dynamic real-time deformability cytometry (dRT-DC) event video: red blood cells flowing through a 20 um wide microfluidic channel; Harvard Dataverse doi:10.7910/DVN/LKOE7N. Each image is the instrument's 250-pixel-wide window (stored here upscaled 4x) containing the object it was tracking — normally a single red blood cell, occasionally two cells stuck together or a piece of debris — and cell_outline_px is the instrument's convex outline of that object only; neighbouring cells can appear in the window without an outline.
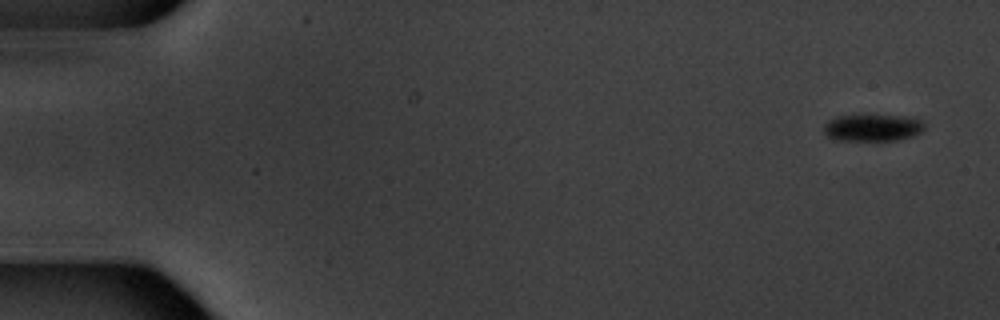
{"species": "common noctule bat (a hibernating species)", "species_latin": "Nyctalus noctula", "temperature_condition": "warm", "stored_images_in_passage": 15, "camera_frame_rate_fps": 3000, "um_per_image_px": 0.085, "animal": {"sex": "male", "body_mass_g": 20.1, "forearm_length_mm": 53.5}, "frame": {"image": 1, "passage_image": 1, "time_ms": 0.0, "image_size_px": [1000, 320], "cell_outline_px": [[924, 128], [920, 132], [912, 136], [896, 140], [836, 140], [828, 136], [824, 132], [824, 124], [828, 120], [840, 116], [900, 116], [920, 120], [924, 124]], "centroid_in_image_um": [74.14, 10.87], "position_along_channel_um": 10.9, "area_um2": 15.37}}
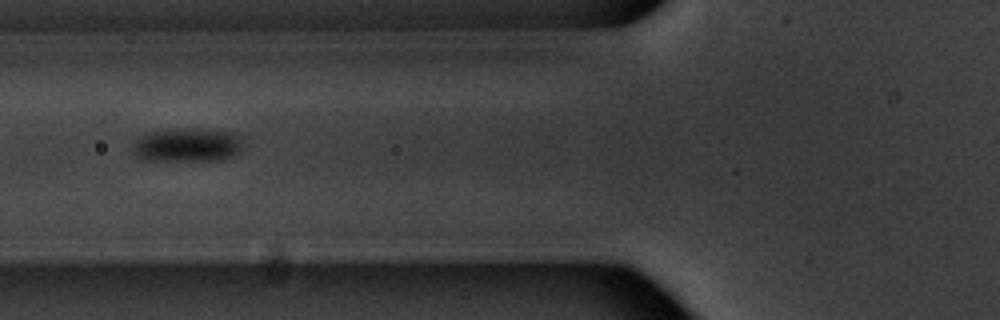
{"frame": {"image": 2, "passage_image": 6, "time_ms": 7.0, "image_size_px": [1000, 320], "cell_outline_px": [[240, 152], [224, 160], [148, 160], [136, 156], [132, 144], [140, 136], [148, 132], [176, 128], [200, 128], [236, 132], [240, 136]], "centroid_in_image_um": [15.94, 12.3], "position_along_channel_um": 109.9, "area_um2": 21.91}}
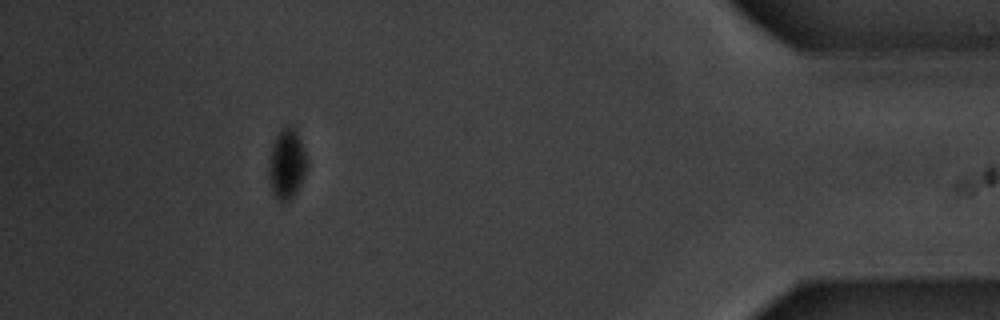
{"frame": {"image": 3, "passage_image": 14, "time_ms": 17.333, "image_size_px": [1000, 320], "cell_outline_px": [[308, 168], [296, 192], [288, 200], [280, 200], [272, 192], [268, 172], [268, 160], [276, 136], [280, 128], [288, 124], [296, 132], [300, 140], [308, 160]], "centroid_in_image_um": [24.38, 13.91], "position_along_channel_um": 410.8, "area_um2": 15.43}, "authors_computed_cell_mechanics": {"area_um2": 19.9988, "velocity_mm_per_s": 3.4107, "shape_relaxation_time_tau1_ms": 1.685, "shape_relaxation_time_tau2_ms": null, "deformation_change_tau1": 0.0722, "deformation_change_tau2": null}}